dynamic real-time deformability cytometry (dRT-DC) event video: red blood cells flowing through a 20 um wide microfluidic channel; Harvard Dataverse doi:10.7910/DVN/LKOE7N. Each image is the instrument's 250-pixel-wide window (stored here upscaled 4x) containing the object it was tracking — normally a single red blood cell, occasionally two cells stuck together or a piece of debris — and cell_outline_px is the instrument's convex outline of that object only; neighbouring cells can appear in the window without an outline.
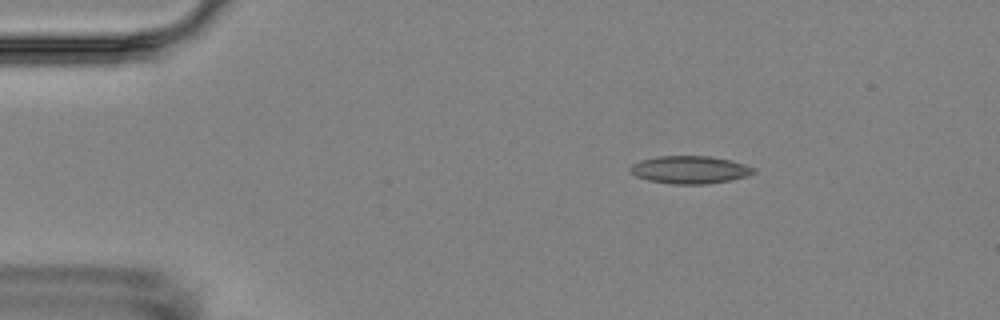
{"species": "Egyptian fruit bat (a non-hibernating species)", "species_latin": "Rousettus aegyptiacus", "temperature_condition": "room temperature", "stored_images_in_passage": 5, "camera_frame_rate_fps": 3000, "um_per_image_px": 0.085, "animal": {"sex": "female"}, "frame": {"image": 1, "passage_image": 5, "time_ms": 6.333, "image_size_px": [1000, 320], "cell_outline_px": [[756, 172], [748, 176], [732, 180], [708, 184], [672, 184], [648, 180], [636, 176], [628, 168], [632, 164], [640, 160], [656, 156], [708, 156], [728, 160], [744, 164], [756, 168]], "centroid_in_image_um": [58.65, 14.43], "position_along_channel_um": 26.4, "area_um2": 20.0}}